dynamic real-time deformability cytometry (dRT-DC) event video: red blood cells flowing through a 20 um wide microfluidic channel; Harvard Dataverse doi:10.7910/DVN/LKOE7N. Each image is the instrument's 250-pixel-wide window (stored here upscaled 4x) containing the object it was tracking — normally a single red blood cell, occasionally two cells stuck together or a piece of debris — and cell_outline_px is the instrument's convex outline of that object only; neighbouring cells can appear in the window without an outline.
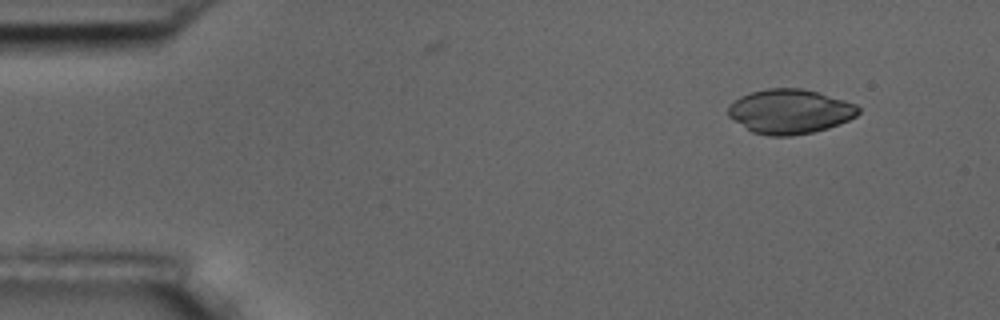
{"species": "common noctule bat (a hibernating species)", "species_latin": "Nyctalus noctula", "temperature_condition": "room temperature", "stored_images_in_passage": 4, "camera_frame_rate_fps": 3000, "um_per_image_px": 0.085, "animal": {"sex": "male", "body_mass_g": 17.5, "forearm_length_mm": 52.3}, "frame": {"image": 1, "passage_image": 1, "time_ms": 0.0, "image_size_px": [1000, 320], "cell_outline_px": [[860, 112], [856, 116], [840, 124], [828, 128], [812, 132], [788, 136], [768, 136], [752, 132], [728, 116], [728, 104], [740, 96], [752, 92], [768, 88], [800, 88], [816, 92], [844, 100], [856, 104], [860, 108]], "centroid_in_image_um": [67.13, 9.48], "position_along_channel_um": 17.9, "area_um2": 33.7}}